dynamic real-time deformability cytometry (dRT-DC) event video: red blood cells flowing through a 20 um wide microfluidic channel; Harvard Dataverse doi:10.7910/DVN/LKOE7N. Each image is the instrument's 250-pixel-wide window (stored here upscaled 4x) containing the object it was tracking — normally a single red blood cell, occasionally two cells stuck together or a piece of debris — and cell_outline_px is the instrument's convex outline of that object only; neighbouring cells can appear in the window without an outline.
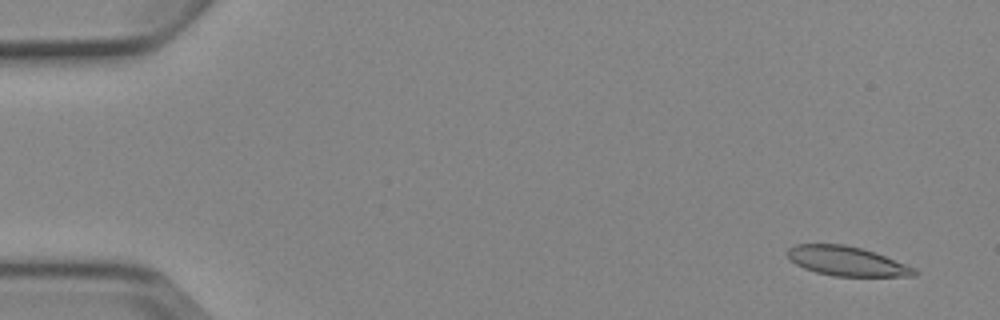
{"species": "Egyptian fruit bat (a non-hibernating species)", "species_latin": "Rousettus aegyptiacus", "temperature_condition": "cold", "stored_images_in_passage": 7, "camera_frame_rate_fps": 3000, "um_per_image_px": 0.085, "animal": {"sex": "female"}, "frame": {"image": 1, "passage_image": 1, "time_ms": 0.0, "image_size_px": [1000, 320], "cell_outline_px": [[920, 272], [916, 276], [832, 276], [816, 272], [804, 268], [796, 264], [788, 256], [788, 248], [796, 244], [844, 244], [860, 248], [884, 256], [916, 268]], "centroid_in_image_um": [71.99, 22.21], "position_along_channel_um": 13.0, "area_um2": 21.56}}
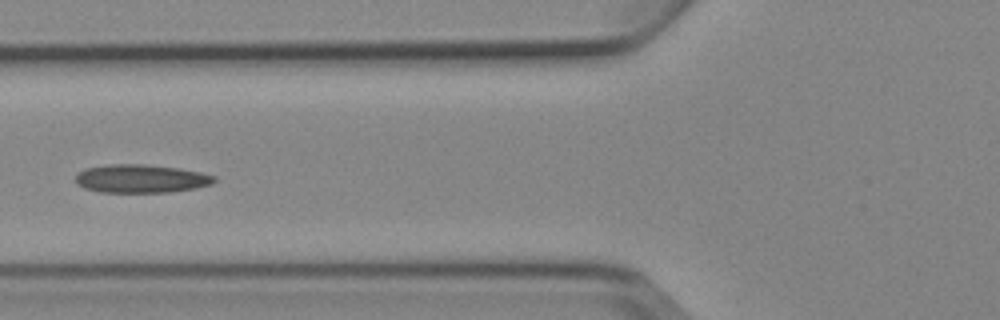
{"frame": {"image": 2, "passage_image": 6, "time_ms": 6.0, "image_size_px": [1000, 320], "cell_outline_px": [[216, 180], [212, 184], [196, 188], [168, 192], [100, 192], [84, 188], [76, 184], [76, 176], [84, 168], [108, 164], [144, 164], [180, 168], [200, 172], [216, 176]], "centroid_in_image_um": [11.99, 15.18], "position_along_channel_um": 113.8, "area_um2": 23.0}}
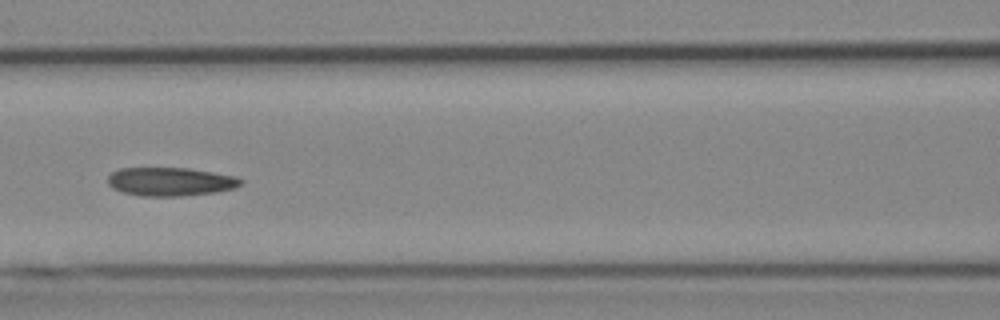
{"frame": {"image": 3, "passage_image": 7, "time_ms": 7.0, "image_size_px": [1000, 320], "cell_outline_px": [[244, 180], [236, 188], [216, 192], [180, 196], [140, 196], [124, 192], [112, 188], [108, 184], [108, 176], [112, 172], [120, 168], [188, 168], [236, 176]], "centroid_in_image_um": [14.49, 15.44], "position_along_channel_um": 152.1, "area_um2": 22.14}}